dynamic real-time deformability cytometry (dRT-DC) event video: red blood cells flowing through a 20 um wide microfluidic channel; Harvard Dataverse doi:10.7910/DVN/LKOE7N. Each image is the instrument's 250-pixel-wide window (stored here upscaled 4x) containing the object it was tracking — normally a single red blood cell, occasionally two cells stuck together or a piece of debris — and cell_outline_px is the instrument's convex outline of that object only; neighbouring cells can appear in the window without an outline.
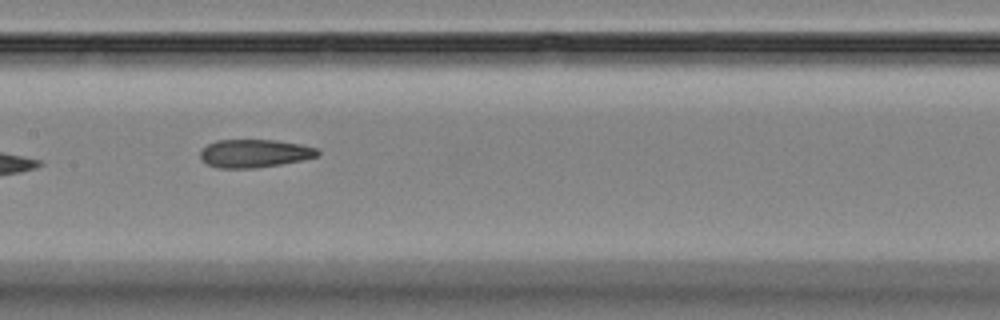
{"species": "Egyptian fruit bat (a non-hibernating species)", "species_latin": "Rousettus aegyptiacus", "temperature_condition": "room temperature", "stored_images_in_passage": 11, "camera_frame_rate_fps": 3000, "um_per_image_px": 0.085, "animal": {"sex": "female"}, "frame": {"image": 1, "passage_image": 8, "time_ms": 8.667, "image_size_px": [1000, 320], "cell_outline_px": [[320, 156], [280, 164], [256, 168], [220, 168], [208, 164], [200, 156], [200, 152], [208, 144], [216, 140], [276, 140], [300, 144], [316, 148], [320, 152]], "centroid_in_image_um": [21.66, 13.03], "position_along_channel_um": 185.7, "area_um2": 19.07}}
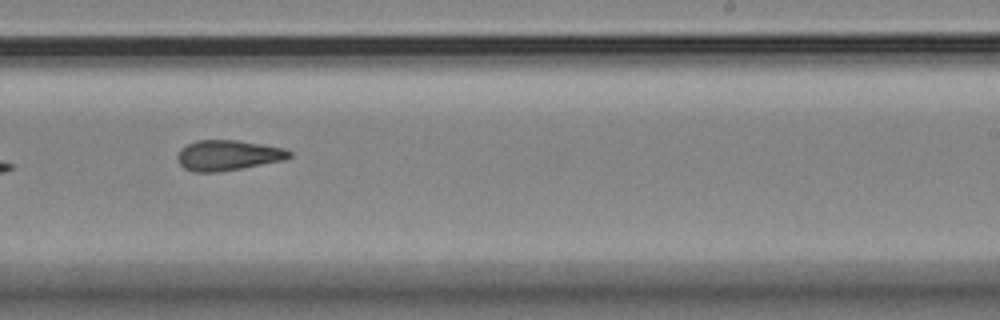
{"frame": {"image": 2, "passage_image": 10, "time_ms": 11.0, "image_size_px": [1000, 320], "cell_outline_px": [[292, 156], [284, 160], [220, 172], [192, 172], [184, 168], [176, 160], [176, 156], [188, 144], [196, 140], [236, 140], [284, 148], [292, 152]], "centroid_in_image_um": [19.37, 13.21], "position_along_channel_um": 269.6, "area_um2": 19.71}}
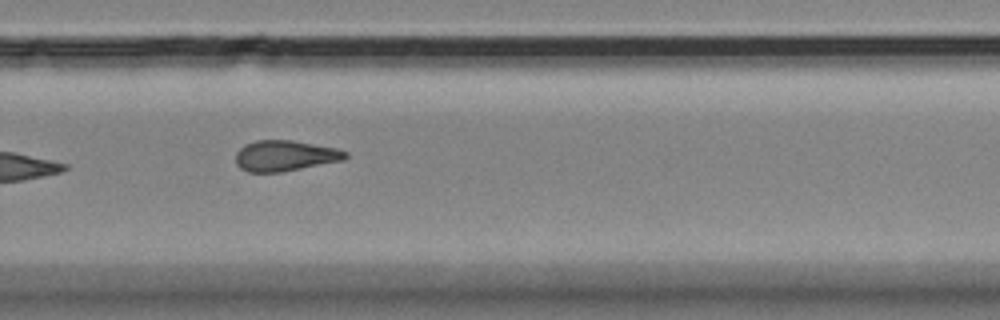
{"frame": {"image": 3, "passage_image": 11, "time_ms": 12.0, "image_size_px": [1000, 320], "cell_outline_px": [[348, 156], [344, 160], [280, 172], [248, 172], [240, 168], [236, 164], [236, 152], [244, 144], [256, 140], [292, 140], [336, 148], [348, 152]], "centroid_in_image_um": [24.21, 13.23], "position_along_channel_um": 305.6, "area_um2": 19.65}}